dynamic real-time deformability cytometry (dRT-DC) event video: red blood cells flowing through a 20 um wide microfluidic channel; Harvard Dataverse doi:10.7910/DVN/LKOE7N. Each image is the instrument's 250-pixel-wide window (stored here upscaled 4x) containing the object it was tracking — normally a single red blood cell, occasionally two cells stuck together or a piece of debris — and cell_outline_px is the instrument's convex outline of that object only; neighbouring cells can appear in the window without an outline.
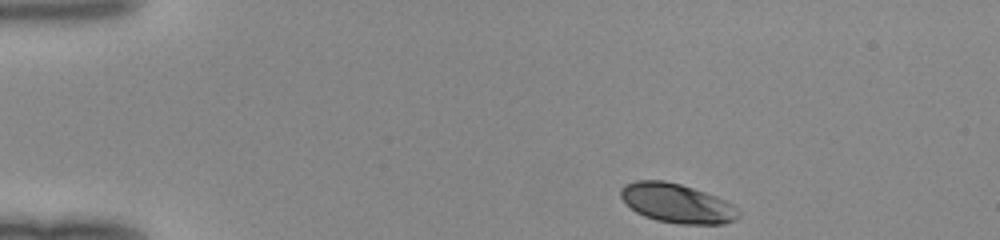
{"species": "human", "species_latin": "Homo sapiens", "temperature_condition": "room temperature", "stored_images_in_passage": 37, "camera_frame_rate_fps": 3000, "um_per_image_px": 0.085, "donor": {"sex": "female"}, "frame": {"image": 1, "passage_image": 1, "time_ms": 0.0, "image_size_px": [1000, 240], "cell_outline_px": [[740, 216], [736, 220], [724, 224], [680, 224], [656, 220], [644, 216], [636, 212], [620, 196], [620, 188], [624, 184], [636, 180], [664, 180], [680, 184], [728, 200], [740, 212]], "centroid_in_image_um": [57.56, 17.28], "position_along_channel_um": 27.4, "area_um2": 27.05}}
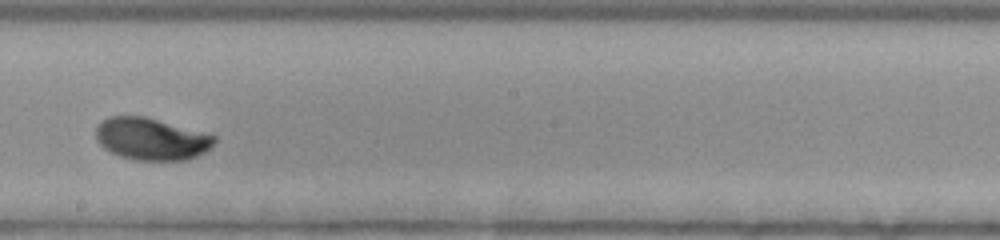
{"frame": {"image": 2, "passage_image": 22, "time_ms": 7.0, "image_size_px": [1000, 240], "cell_outline_px": [[216, 140], [204, 152], [188, 160], [136, 160], [120, 156], [104, 148], [96, 140], [96, 124], [108, 116], [144, 116], [216, 136]], "centroid_in_image_um": [12.81, 11.81], "position_along_channel_um": 235.4, "area_um2": 28.84}}
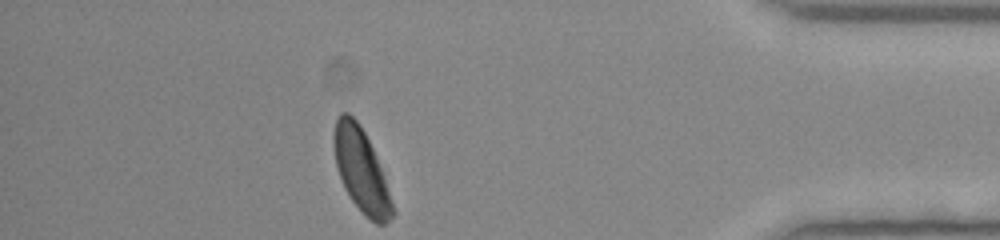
{"frame": {"image": 3, "passage_image": 37, "time_ms": 12.0, "image_size_px": [1000, 240], "cell_outline_px": [[396, 212], [384, 224], [376, 224], [364, 216], [352, 200], [344, 188], [336, 164], [332, 144], [332, 136], [336, 120], [340, 112], [348, 112], [356, 120], [364, 132], [376, 156], [384, 176]], "centroid_in_image_um": [30.69, 14.49], "position_along_channel_um": 404.5, "area_um2": 28.38}}